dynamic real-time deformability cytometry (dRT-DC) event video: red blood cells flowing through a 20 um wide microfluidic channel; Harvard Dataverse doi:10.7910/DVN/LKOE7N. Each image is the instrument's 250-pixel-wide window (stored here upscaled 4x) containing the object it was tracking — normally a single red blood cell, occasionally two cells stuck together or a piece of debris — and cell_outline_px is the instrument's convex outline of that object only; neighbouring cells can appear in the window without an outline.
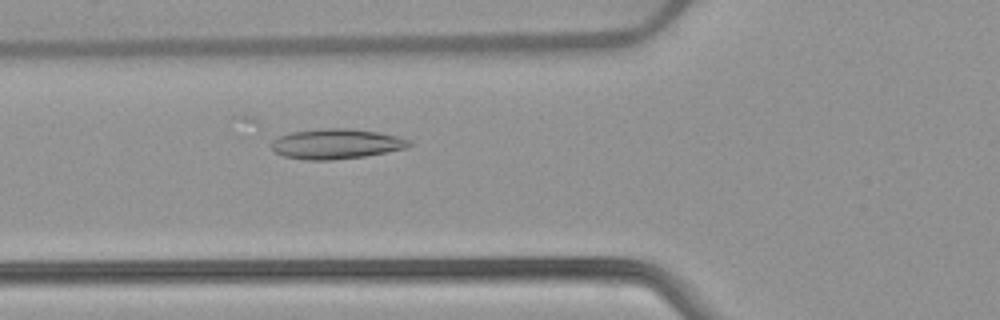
{"species": "common noctule bat (a hibernating species)", "species_latin": "Nyctalus noctula", "temperature_condition": "warm", "stored_images_in_passage": 52, "camera_frame_rate_fps": 3000, "um_per_image_px": 0.085, "animal": {"sex": "female", "body_mass_g": 22.7, "forearm_length_mm": 54.2}, "frame": {"image": 1, "passage_image": 19, "time_ms": 6.0, "image_size_px": [1000, 320], "cell_outline_px": [[412, 144], [404, 148], [364, 156], [332, 160], [304, 160], [284, 156], [276, 152], [272, 148], [272, 140], [276, 136], [292, 132], [324, 128], [352, 128], [380, 132], [412, 140]], "centroid_in_image_um": [28.56, 12.22], "position_along_channel_um": 97.2, "area_um2": 24.16}}
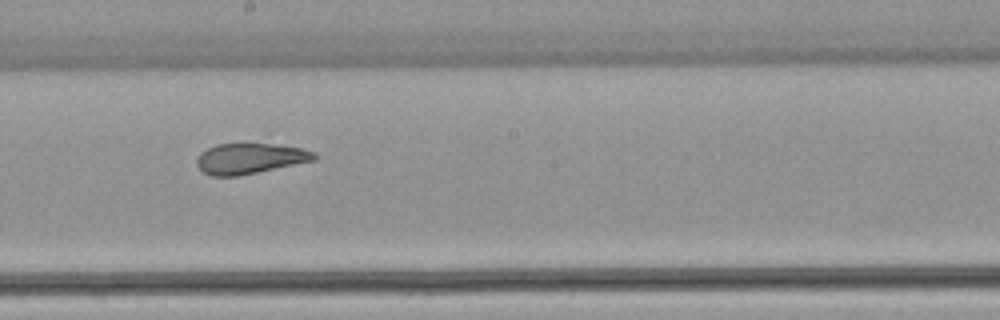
{"frame": {"image": 2, "passage_image": 29, "time_ms": 9.333, "image_size_px": [1000, 320], "cell_outline_px": [[320, 156], [316, 160], [236, 176], [212, 176], [204, 172], [196, 164], [196, 160], [200, 152], [216, 144], [272, 144], [300, 148], [316, 152]], "centroid_in_image_um": [21.26, 13.47], "position_along_channel_um": 226.9, "area_um2": 20.75}}
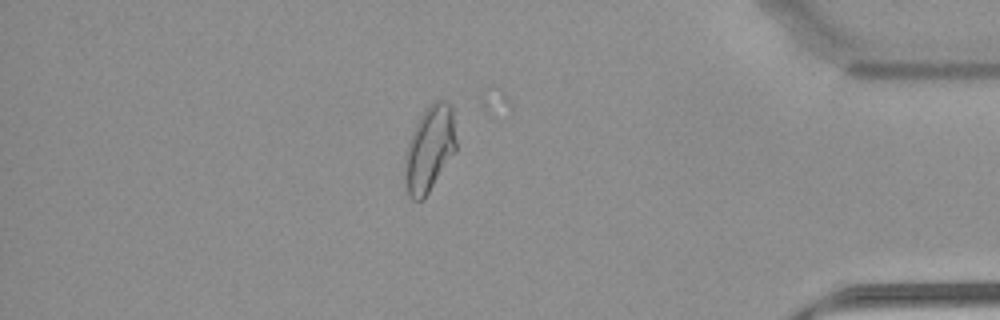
{"frame": {"image": 3, "passage_image": 45, "time_ms": 14.667, "image_size_px": [1000, 320], "cell_outline_px": [[456, 152], [424, 200], [412, 200], [408, 196], [404, 188], [404, 156], [408, 140], [420, 116], [436, 100], [444, 100], [452, 108], [456, 140]], "centroid_in_image_um": [36.48, 12.74], "position_along_channel_um": 398.7, "area_um2": 26.07}}